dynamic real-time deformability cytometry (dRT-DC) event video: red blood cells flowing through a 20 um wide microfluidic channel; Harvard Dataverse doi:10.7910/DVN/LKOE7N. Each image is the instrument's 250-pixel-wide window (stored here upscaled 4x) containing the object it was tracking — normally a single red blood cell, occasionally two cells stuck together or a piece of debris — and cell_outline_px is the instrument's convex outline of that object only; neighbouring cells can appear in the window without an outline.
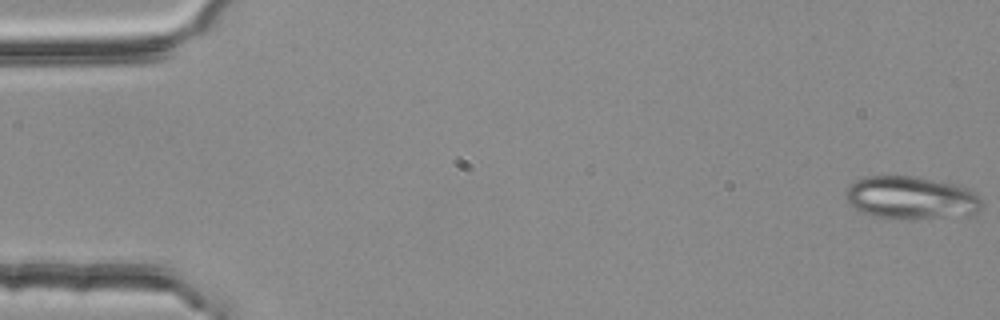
{"species": "common noctule bat (a hibernating species)", "species_latin": "Nyctalus noctula", "temperature_condition": "room temperature", "stored_images_in_passage": 55, "camera_frame_rate_fps": 3000, "um_per_image_px": 0.085, "animal": {"sex": "female", "body_mass_g": 25.1}, "frame": {"image": 1, "passage_image": 1, "time_ms": 0.0, "image_size_px": [1000, 320], "cell_outline_px": [[984, 204], [980, 212], [968, 216], [912, 220], [872, 216], [860, 212], [844, 196], [844, 192], [848, 184], [864, 176], [912, 176], [960, 184], [976, 192], [980, 196]], "centroid_in_image_um": [77.52, 16.83], "position_along_channel_um": 7.5, "area_um2": 35.08}}
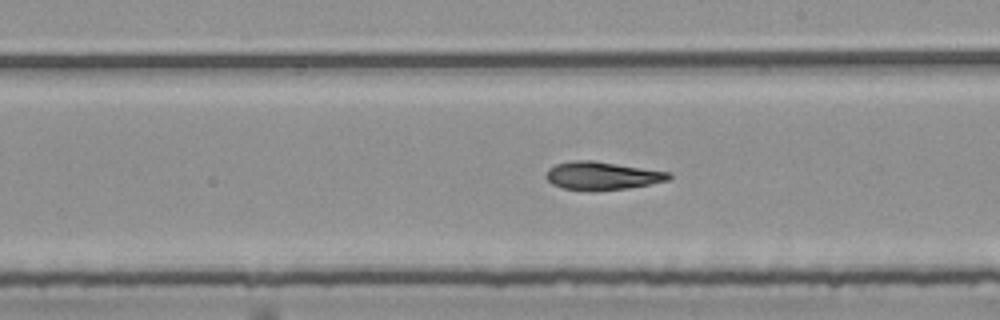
{"frame": {"image": 2, "passage_image": 31, "time_ms": 10.0, "image_size_px": [1000, 320], "cell_outline_px": [[672, 176], [668, 180], [628, 188], [592, 192], [564, 188], [552, 184], [544, 176], [548, 168], [556, 164], [576, 160], [592, 160], [668, 172]], "centroid_in_image_um": [51.12, 14.95], "position_along_channel_um": 237.9, "area_um2": 20.06}}
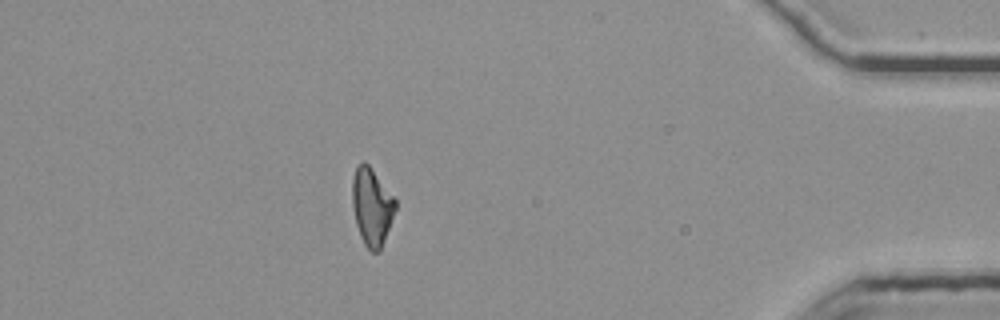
{"frame": {"image": 3, "passage_image": 48, "time_ms": 15.667, "image_size_px": [1000, 320], "cell_outline_px": [[396, 208], [380, 252], [372, 252], [364, 244], [360, 236], [356, 224], [352, 204], [352, 180], [356, 164], [364, 160], [368, 164], [396, 200]], "centroid_in_image_um": [31.58, 17.56], "position_along_channel_um": 403.6, "area_um2": 19.42}}